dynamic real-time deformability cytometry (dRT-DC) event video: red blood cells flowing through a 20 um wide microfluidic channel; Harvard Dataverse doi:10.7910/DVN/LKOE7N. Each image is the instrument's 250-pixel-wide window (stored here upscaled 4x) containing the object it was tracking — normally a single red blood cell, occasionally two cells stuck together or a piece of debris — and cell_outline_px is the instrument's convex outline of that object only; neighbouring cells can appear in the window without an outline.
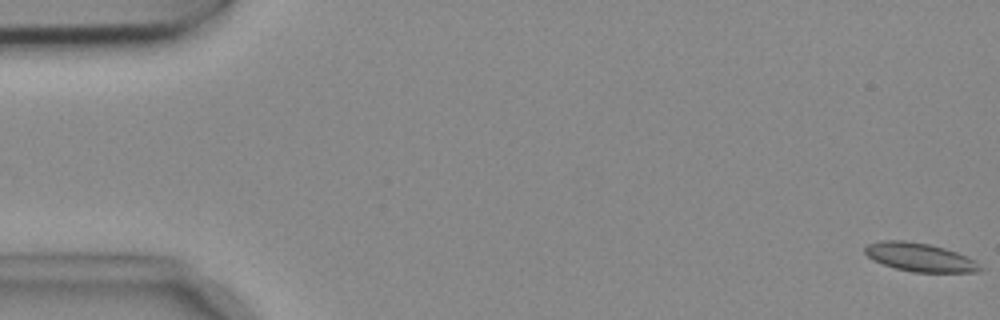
{"species": "common noctule bat (a hibernating species)", "species_latin": "Nyctalus noctula", "temperature_condition": "cold", "stored_images_in_passage": 40, "camera_frame_rate_fps": 3000, "um_per_image_px": 0.085, "animal": {"sex": "female", "body_mass_g": 18.4}, "frame": {"image": 1, "passage_image": 1, "time_ms": 0.0, "image_size_px": [1000, 320], "cell_outline_px": [[984, 268], [980, 272], [912, 272], [896, 268], [872, 260], [864, 252], [864, 248], [868, 244], [880, 240], [904, 240], [928, 244], [944, 248], [956, 252], [976, 260]], "centroid_in_image_um": [78.2, 21.87], "position_along_channel_um": 6.8, "area_um2": 19.19}}
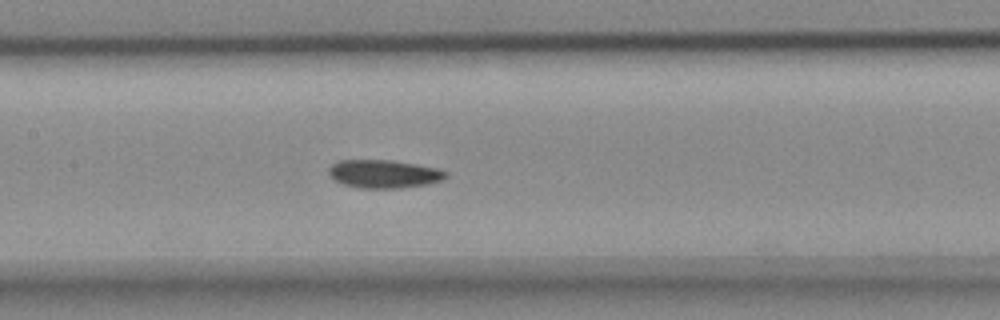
{"frame": {"image": 2, "passage_image": 26, "time_ms": 8.333, "image_size_px": [1000, 320], "cell_outline_px": [[448, 176], [444, 180], [424, 184], [400, 188], [360, 188], [344, 184], [336, 180], [328, 172], [328, 168], [332, 164], [340, 160], [392, 160], [440, 168], [448, 172]], "centroid_in_image_um": [32.68, 14.77], "position_along_channel_um": 174.7, "area_um2": 19.25}}
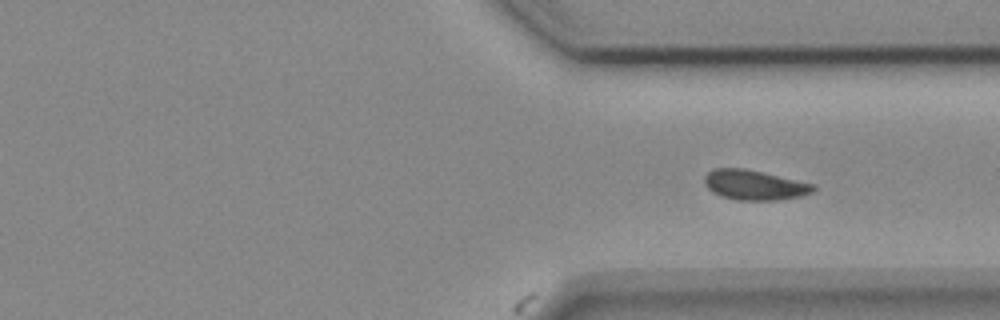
{"frame": {"image": 3, "passage_image": 40, "time_ms": 13.0, "image_size_px": [1000, 320], "cell_outline_px": [[816, 188], [812, 192], [800, 196], [780, 200], [736, 200], [720, 196], [712, 192], [708, 188], [704, 180], [704, 176], [708, 172], [716, 168], [744, 168], [816, 184]], "centroid_in_image_um": [64.13, 15.73], "position_along_channel_um": 347.3, "area_um2": 19.02}}